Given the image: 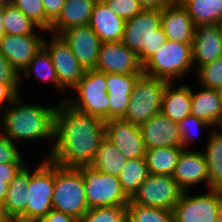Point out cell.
Listing matches in <instances>:
<instances>
[{
	"label": "cell",
	"instance_id": "obj_1",
	"mask_svg": "<svg viewBox=\"0 0 222 222\" xmlns=\"http://www.w3.org/2000/svg\"><path fill=\"white\" fill-rule=\"evenodd\" d=\"M105 123L104 119L80 112L60 100L55 110V143L46 158L67 168L91 165L105 137Z\"/></svg>",
	"mask_w": 222,
	"mask_h": 222
},
{
	"label": "cell",
	"instance_id": "obj_2",
	"mask_svg": "<svg viewBox=\"0 0 222 222\" xmlns=\"http://www.w3.org/2000/svg\"><path fill=\"white\" fill-rule=\"evenodd\" d=\"M23 102V103H22ZM55 105L26 104L20 94L2 111L0 132L14 143L21 140H53Z\"/></svg>",
	"mask_w": 222,
	"mask_h": 222
},
{
	"label": "cell",
	"instance_id": "obj_3",
	"mask_svg": "<svg viewBox=\"0 0 222 222\" xmlns=\"http://www.w3.org/2000/svg\"><path fill=\"white\" fill-rule=\"evenodd\" d=\"M167 41L161 27V11L142 9L125 21L121 42L138 55L143 64Z\"/></svg>",
	"mask_w": 222,
	"mask_h": 222
},
{
	"label": "cell",
	"instance_id": "obj_4",
	"mask_svg": "<svg viewBox=\"0 0 222 222\" xmlns=\"http://www.w3.org/2000/svg\"><path fill=\"white\" fill-rule=\"evenodd\" d=\"M192 44L167 40L143 63V74L168 82L188 77L194 68Z\"/></svg>",
	"mask_w": 222,
	"mask_h": 222
},
{
	"label": "cell",
	"instance_id": "obj_5",
	"mask_svg": "<svg viewBox=\"0 0 222 222\" xmlns=\"http://www.w3.org/2000/svg\"><path fill=\"white\" fill-rule=\"evenodd\" d=\"M52 209L72 215L78 220L89 209L84 179L77 168L61 167L54 163Z\"/></svg>",
	"mask_w": 222,
	"mask_h": 222
},
{
	"label": "cell",
	"instance_id": "obj_6",
	"mask_svg": "<svg viewBox=\"0 0 222 222\" xmlns=\"http://www.w3.org/2000/svg\"><path fill=\"white\" fill-rule=\"evenodd\" d=\"M54 163L46 156L30 171L27 185L26 211L17 222H38L52 209Z\"/></svg>",
	"mask_w": 222,
	"mask_h": 222
},
{
	"label": "cell",
	"instance_id": "obj_7",
	"mask_svg": "<svg viewBox=\"0 0 222 222\" xmlns=\"http://www.w3.org/2000/svg\"><path fill=\"white\" fill-rule=\"evenodd\" d=\"M76 96L61 98L76 110L109 120V98L107 95L106 73L96 69L85 70L78 84L72 89Z\"/></svg>",
	"mask_w": 222,
	"mask_h": 222
},
{
	"label": "cell",
	"instance_id": "obj_8",
	"mask_svg": "<svg viewBox=\"0 0 222 222\" xmlns=\"http://www.w3.org/2000/svg\"><path fill=\"white\" fill-rule=\"evenodd\" d=\"M167 83L166 80L142 74L134 85L127 112L122 119L140 126L161 112Z\"/></svg>",
	"mask_w": 222,
	"mask_h": 222
},
{
	"label": "cell",
	"instance_id": "obj_9",
	"mask_svg": "<svg viewBox=\"0 0 222 222\" xmlns=\"http://www.w3.org/2000/svg\"><path fill=\"white\" fill-rule=\"evenodd\" d=\"M84 179L85 197L89 208L127 205L130 198L122 190L117 176L91 165L77 167Z\"/></svg>",
	"mask_w": 222,
	"mask_h": 222
},
{
	"label": "cell",
	"instance_id": "obj_10",
	"mask_svg": "<svg viewBox=\"0 0 222 222\" xmlns=\"http://www.w3.org/2000/svg\"><path fill=\"white\" fill-rule=\"evenodd\" d=\"M183 192L173 176L150 174L130 202L173 211Z\"/></svg>",
	"mask_w": 222,
	"mask_h": 222
},
{
	"label": "cell",
	"instance_id": "obj_11",
	"mask_svg": "<svg viewBox=\"0 0 222 222\" xmlns=\"http://www.w3.org/2000/svg\"><path fill=\"white\" fill-rule=\"evenodd\" d=\"M221 202L222 190L209 189L193 196L185 191L173 209L175 222H216Z\"/></svg>",
	"mask_w": 222,
	"mask_h": 222
},
{
	"label": "cell",
	"instance_id": "obj_12",
	"mask_svg": "<svg viewBox=\"0 0 222 222\" xmlns=\"http://www.w3.org/2000/svg\"><path fill=\"white\" fill-rule=\"evenodd\" d=\"M43 47L52 58L59 85L66 92L72 91L84 75L85 69L79 64L70 46L60 35L51 34L49 39L44 37Z\"/></svg>",
	"mask_w": 222,
	"mask_h": 222
},
{
	"label": "cell",
	"instance_id": "obj_13",
	"mask_svg": "<svg viewBox=\"0 0 222 222\" xmlns=\"http://www.w3.org/2000/svg\"><path fill=\"white\" fill-rule=\"evenodd\" d=\"M95 69L104 73L143 74L138 55L121 41L101 43Z\"/></svg>",
	"mask_w": 222,
	"mask_h": 222
},
{
	"label": "cell",
	"instance_id": "obj_14",
	"mask_svg": "<svg viewBox=\"0 0 222 222\" xmlns=\"http://www.w3.org/2000/svg\"><path fill=\"white\" fill-rule=\"evenodd\" d=\"M105 137L126 159L145 157L147 148L138 125L124 119L107 120Z\"/></svg>",
	"mask_w": 222,
	"mask_h": 222
},
{
	"label": "cell",
	"instance_id": "obj_15",
	"mask_svg": "<svg viewBox=\"0 0 222 222\" xmlns=\"http://www.w3.org/2000/svg\"><path fill=\"white\" fill-rule=\"evenodd\" d=\"M60 36L70 46L72 53L83 69L96 68L102 42L89 25L68 28Z\"/></svg>",
	"mask_w": 222,
	"mask_h": 222
},
{
	"label": "cell",
	"instance_id": "obj_16",
	"mask_svg": "<svg viewBox=\"0 0 222 222\" xmlns=\"http://www.w3.org/2000/svg\"><path fill=\"white\" fill-rule=\"evenodd\" d=\"M43 37L42 34H4L0 38V52L20 74L43 48Z\"/></svg>",
	"mask_w": 222,
	"mask_h": 222
},
{
	"label": "cell",
	"instance_id": "obj_17",
	"mask_svg": "<svg viewBox=\"0 0 222 222\" xmlns=\"http://www.w3.org/2000/svg\"><path fill=\"white\" fill-rule=\"evenodd\" d=\"M172 176L184 192L203 183L209 189V169L202 150L183 149Z\"/></svg>",
	"mask_w": 222,
	"mask_h": 222
},
{
	"label": "cell",
	"instance_id": "obj_18",
	"mask_svg": "<svg viewBox=\"0 0 222 222\" xmlns=\"http://www.w3.org/2000/svg\"><path fill=\"white\" fill-rule=\"evenodd\" d=\"M147 149L182 147L178 123L159 112L139 126Z\"/></svg>",
	"mask_w": 222,
	"mask_h": 222
},
{
	"label": "cell",
	"instance_id": "obj_19",
	"mask_svg": "<svg viewBox=\"0 0 222 222\" xmlns=\"http://www.w3.org/2000/svg\"><path fill=\"white\" fill-rule=\"evenodd\" d=\"M195 71L204 64L222 57V35L220 24L198 25L192 44Z\"/></svg>",
	"mask_w": 222,
	"mask_h": 222
},
{
	"label": "cell",
	"instance_id": "obj_20",
	"mask_svg": "<svg viewBox=\"0 0 222 222\" xmlns=\"http://www.w3.org/2000/svg\"><path fill=\"white\" fill-rule=\"evenodd\" d=\"M141 75L106 73L109 120L122 119L125 116L134 85Z\"/></svg>",
	"mask_w": 222,
	"mask_h": 222
},
{
	"label": "cell",
	"instance_id": "obj_21",
	"mask_svg": "<svg viewBox=\"0 0 222 222\" xmlns=\"http://www.w3.org/2000/svg\"><path fill=\"white\" fill-rule=\"evenodd\" d=\"M161 27L167 40L193 43L196 26L180 3L174 1L161 10Z\"/></svg>",
	"mask_w": 222,
	"mask_h": 222
},
{
	"label": "cell",
	"instance_id": "obj_22",
	"mask_svg": "<svg viewBox=\"0 0 222 222\" xmlns=\"http://www.w3.org/2000/svg\"><path fill=\"white\" fill-rule=\"evenodd\" d=\"M101 42H119L123 37L125 20L117 16L105 3L97 1L88 24Z\"/></svg>",
	"mask_w": 222,
	"mask_h": 222
},
{
	"label": "cell",
	"instance_id": "obj_23",
	"mask_svg": "<svg viewBox=\"0 0 222 222\" xmlns=\"http://www.w3.org/2000/svg\"><path fill=\"white\" fill-rule=\"evenodd\" d=\"M194 92L191 86V115L204 120L212 128L222 127V102L218 89L202 87Z\"/></svg>",
	"mask_w": 222,
	"mask_h": 222
},
{
	"label": "cell",
	"instance_id": "obj_24",
	"mask_svg": "<svg viewBox=\"0 0 222 222\" xmlns=\"http://www.w3.org/2000/svg\"><path fill=\"white\" fill-rule=\"evenodd\" d=\"M95 3L94 0H65L60 15L51 24L49 34L60 35L68 28L88 25Z\"/></svg>",
	"mask_w": 222,
	"mask_h": 222
},
{
	"label": "cell",
	"instance_id": "obj_25",
	"mask_svg": "<svg viewBox=\"0 0 222 222\" xmlns=\"http://www.w3.org/2000/svg\"><path fill=\"white\" fill-rule=\"evenodd\" d=\"M174 82H168L164 90L161 112L179 123L186 116L191 115V86L185 83L178 86ZM175 86V87H174Z\"/></svg>",
	"mask_w": 222,
	"mask_h": 222
},
{
	"label": "cell",
	"instance_id": "obj_26",
	"mask_svg": "<svg viewBox=\"0 0 222 222\" xmlns=\"http://www.w3.org/2000/svg\"><path fill=\"white\" fill-rule=\"evenodd\" d=\"M29 182V169L25 166L10 182L4 206L7 215L16 221L25 211L27 204V185Z\"/></svg>",
	"mask_w": 222,
	"mask_h": 222
},
{
	"label": "cell",
	"instance_id": "obj_27",
	"mask_svg": "<svg viewBox=\"0 0 222 222\" xmlns=\"http://www.w3.org/2000/svg\"><path fill=\"white\" fill-rule=\"evenodd\" d=\"M188 12L195 26L222 23V0H175Z\"/></svg>",
	"mask_w": 222,
	"mask_h": 222
},
{
	"label": "cell",
	"instance_id": "obj_28",
	"mask_svg": "<svg viewBox=\"0 0 222 222\" xmlns=\"http://www.w3.org/2000/svg\"><path fill=\"white\" fill-rule=\"evenodd\" d=\"M202 151L209 169V189L222 190V127L213 128Z\"/></svg>",
	"mask_w": 222,
	"mask_h": 222
},
{
	"label": "cell",
	"instance_id": "obj_29",
	"mask_svg": "<svg viewBox=\"0 0 222 222\" xmlns=\"http://www.w3.org/2000/svg\"><path fill=\"white\" fill-rule=\"evenodd\" d=\"M183 147H157L146 150L145 159L150 174L172 176Z\"/></svg>",
	"mask_w": 222,
	"mask_h": 222
},
{
	"label": "cell",
	"instance_id": "obj_30",
	"mask_svg": "<svg viewBox=\"0 0 222 222\" xmlns=\"http://www.w3.org/2000/svg\"><path fill=\"white\" fill-rule=\"evenodd\" d=\"M23 74V75H22ZM35 74V76L43 82H47L52 84L57 91H65L60 85L56 76L55 68L52 62V58L48 51L43 47L30 61V63L22 70L20 73V89L22 88V78L24 76L27 78L31 77V75Z\"/></svg>",
	"mask_w": 222,
	"mask_h": 222
},
{
	"label": "cell",
	"instance_id": "obj_31",
	"mask_svg": "<svg viewBox=\"0 0 222 222\" xmlns=\"http://www.w3.org/2000/svg\"><path fill=\"white\" fill-rule=\"evenodd\" d=\"M126 160L116 146L104 137L99 143L91 166L97 170L118 177Z\"/></svg>",
	"mask_w": 222,
	"mask_h": 222
},
{
	"label": "cell",
	"instance_id": "obj_32",
	"mask_svg": "<svg viewBox=\"0 0 222 222\" xmlns=\"http://www.w3.org/2000/svg\"><path fill=\"white\" fill-rule=\"evenodd\" d=\"M149 175L145 157H138L126 160L118 179L122 190L131 198Z\"/></svg>",
	"mask_w": 222,
	"mask_h": 222
},
{
	"label": "cell",
	"instance_id": "obj_33",
	"mask_svg": "<svg viewBox=\"0 0 222 222\" xmlns=\"http://www.w3.org/2000/svg\"><path fill=\"white\" fill-rule=\"evenodd\" d=\"M4 33L9 35H32L40 29L20 9L14 5L5 6L3 13Z\"/></svg>",
	"mask_w": 222,
	"mask_h": 222
},
{
	"label": "cell",
	"instance_id": "obj_34",
	"mask_svg": "<svg viewBox=\"0 0 222 222\" xmlns=\"http://www.w3.org/2000/svg\"><path fill=\"white\" fill-rule=\"evenodd\" d=\"M128 222H175L173 211L157 207L127 204Z\"/></svg>",
	"mask_w": 222,
	"mask_h": 222
},
{
	"label": "cell",
	"instance_id": "obj_35",
	"mask_svg": "<svg viewBox=\"0 0 222 222\" xmlns=\"http://www.w3.org/2000/svg\"><path fill=\"white\" fill-rule=\"evenodd\" d=\"M79 222H128L127 205L89 208Z\"/></svg>",
	"mask_w": 222,
	"mask_h": 222
},
{
	"label": "cell",
	"instance_id": "obj_36",
	"mask_svg": "<svg viewBox=\"0 0 222 222\" xmlns=\"http://www.w3.org/2000/svg\"><path fill=\"white\" fill-rule=\"evenodd\" d=\"M194 74H197L200 87L219 89L222 87V57L201 65Z\"/></svg>",
	"mask_w": 222,
	"mask_h": 222
},
{
	"label": "cell",
	"instance_id": "obj_37",
	"mask_svg": "<svg viewBox=\"0 0 222 222\" xmlns=\"http://www.w3.org/2000/svg\"><path fill=\"white\" fill-rule=\"evenodd\" d=\"M210 127L212 126L207 122H205L204 120L196 118L195 116L192 115L186 116L178 123V129H179V134L181 136L182 147L184 149H190L189 144L195 141L197 137L195 138L194 136L195 135L197 136V134L201 132L200 129L208 130V128L210 129Z\"/></svg>",
	"mask_w": 222,
	"mask_h": 222
},
{
	"label": "cell",
	"instance_id": "obj_38",
	"mask_svg": "<svg viewBox=\"0 0 222 222\" xmlns=\"http://www.w3.org/2000/svg\"><path fill=\"white\" fill-rule=\"evenodd\" d=\"M14 6L35 23L41 32L45 31V10L42 0H14Z\"/></svg>",
	"mask_w": 222,
	"mask_h": 222
},
{
	"label": "cell",
	"instance_id": "obj_39",
	"mask_svg": "<svg viewBox=\"0 0 222 222\" xmlns=\"http://www.w3.org/2000/svg\"><path fill=\"white\" fill-rule=\"evenodd\" d=\"M108 7L125 21L138 14L143 8L137 0H104Z\"/></svg>",
	"mask_w": 222,
	"mask_h": 222
},
{
	"label": "cell",
	"instance_id": "obj_40",
	"mask_svg": "<svg viewBox=\"0 0 222 222\" xmlns=\"http://www.w3.org/2000/svg\"><path fill=\"white\" fill-rule=\"evenodd\" d=\"M15 144L5 134L0 133V164L24 163V158L17 148L18 144Z\"/></svg>",
	"mask_w": 222,
	"mask_h": 222
},
{
	"label": "cell",
	"instance_id": "obj_41",
	"mask_svg": "<svg viewBox=\"0 0 222 222\" xmlns=\"http://www.w3.org/2000/svg\"><path fill=\"white\" fill-rule=\"evenodd\" d=\"M45 10V31L49 32L51 24L61 13L65 0H42Z\"/></svg>",
	"mask_w": 222,
	"mask_h": 222
},
{
	"label": "cell",
	"instance_id": "obj_42",
	"mask_svg": "<svg viewBox=\"0 0 222 222\" xmlns=\"http://www.w3.org/2000/svg\"><path fill=\"white\" fill-rule=\"evenodd\" d=\"M21 94L20 83L0 82V111L7 108Z\"/></svg>",
	"mask_w": 222,
	"mask_h": 222
},
{
	"label": "cell",
	"instance_id": "obj_43",
	"mask_svg": "<svg viewBox=\"0 0 222 222\" xmlns=\"http://www.w3.org/2000/svg\"><path fill=\"white\" fill-rule=\"evenodd\" d=\"M0 82L20 83L19 72L9 63L0 52Z\"/></svg>",
	"mask_w": 222,
	"mask_h": 222
},
{
	"label": "cell",
	"instance_id": "obj_44",
	"mask_svg": "<svg viewBox=\"0 0 222 222\" xmlns=\"http://www.w3.org/2000/svg\"><path fill=\"white\" fill-rule=\"evenodd\" d=\"M24 166V163L0 164V181L9 185Z\"/></svg>",
	"mask_w": 222,
	"mask_h": 222
},
{
	"label": "cell",
	"instance_id": "obj_45",
	"mask_svg": "<svg viewBox=\"0 0 222 222\" xmlns=\"http://www.w3.org/2000/svg\"><path fill=\"white\" fill-rule=\"evenodd\" d=\"M38 222H79L74 216L51 209Z\"/></svg>",
	"mask_w": 222,
	"mask_h": 222
},
{
	"label": "cell",
	"instance_id": "obj_46",
	"mask_svg": "<svg viewBox=\"0 0 222 222\" xmlns=\"http://www.w3.org/2000/svg\"><path fill=\"white\" fill-rule=\"evenodd\" d=\"M143 9H153L161 11L171 5L175 0H137Z\"/></svg>",
	"mask_w": 222,
	"mask_h": 222
},
{
	"label": "cell",
	"instance_id": "obj_47",
	"mask_svg": "<svg viewBox=\"0 0 222 222\" xmlns=\"http://www.w3.org/2000/svg\"><path fill=\"white\" fill-rule=\"evenodd\" d=\"M0 222H13L12 219L7 215L3 202H0Z\"/></svg>",
	"mask_w": 222,
	"mask_h": 222
},
{
	"label": "cell",
	"instance_id": "obj_48",
	"mask_svg": "<svg viewBox=\"0 0 222 222\" xmlns=\"http://www.w3.org/2000/svg\"><path fill=\"white\" fill-rule=\"evenodd\" d=\"M8 186H9L8 184H5V183H3V181H0V202L5 201Z\"/></svg>",
	"mask_w": 222,
	"mask_h": 222
},
{
	"label": "cell",
	"instance_id": "obj_49",
	"mask_svg": "<svg viewBox=\"0 0 222 222\" xmlns=\"http://www.w3.org/2000/svg\"><path fill=\"white\" fill-rule=\"evenodd\" d=\"M5 6L0 5V38L5 34L4 27H3V13H4Z\"/></svg>",
	"mask_w": 222,
	"mask_h": 222
},
{
	"label": "cell",
	"instance_id": "obj_50",
	"mask_svg": "<svg viewBox=\"0 0 222 222\" xmlns=\"http://www.w3.org/2000/svg\"><path fill=\"white\" fill-rule=\"evenodd\" d=\"M0 5L2 6L14 5V0H0Z\"/></svg>",
	"mask_w": 222,
	"mask_h": 222
},
{
	"label": "cell",
	"instance_id": "obj_51",
	"mask_svg": "<svg viewBox=\"0 0 222 222\" xmlns=\"http://www.w3.org/2000/svg\"><path fill=\"white\" fill-rule=\"evenodd\" d=\"M217 220L216 222H222V202L220 204V207H219V211H218V216H217Z\"/></svg>",
	"mask_w": 222,
	"mask_h": 222
},
{
	"label": "cell",
	"instance_id": "obj_52",
	"mask_svg": "<svg viewBox=\"0 0 222 222\" xmlns=\"http://www.w3.org/2000/svg\"><path fill=\"white\" fill-rule=\"evenodd\" d=\"M218 91H219L220 98H221V102H222V87H220V88L218 89Z\"/></svg>",
	"mask_w": 222,
	"mask_h": 222
},
{
	"label": "cell",
	"instance_id": "obj_53",
	"mask_svg": "<svg viewBox=\"0 0 222 222\" xmlns=\"http://www.w3.org/2000/svg\"><path fill=\"white\" fill-rule=\"evenodd\" d=\"M220 31H221V35H222V23H220Z\"/></svg>",
	"mask_w": 222,
	"mask_h": 222
}]
</instances>
